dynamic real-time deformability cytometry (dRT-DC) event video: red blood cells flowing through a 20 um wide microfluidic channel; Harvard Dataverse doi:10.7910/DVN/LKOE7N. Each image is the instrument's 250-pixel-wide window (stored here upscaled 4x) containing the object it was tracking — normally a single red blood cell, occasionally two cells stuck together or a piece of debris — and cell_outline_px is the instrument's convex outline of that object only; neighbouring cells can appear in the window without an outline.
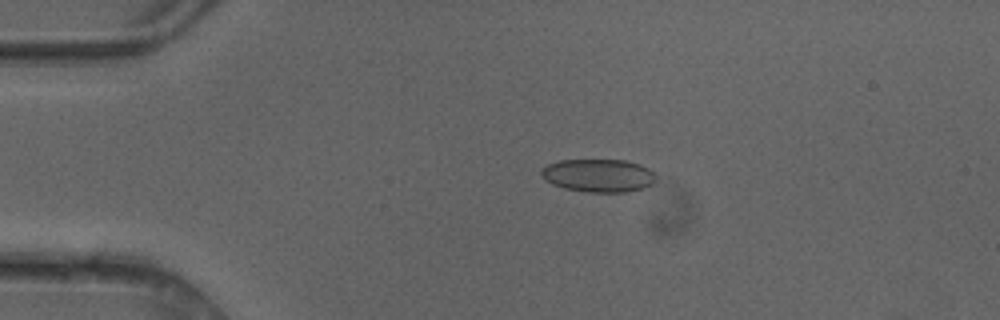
{"species": "common noctule bat (a hibernating species)", "species_latin": "Nyctalus noctula", "temperature_condition": "cold", "stored_images_in_passage": 3, "camera_frame_rate_fps": 3000, "um_per_image_px": 0.085, "animal": {"sex": "female"}, "frame": {"image": 1, "passage_image": 3, "time_ms": 0.667, "image_size_px": [1000, 320], "cell_outline_px": [[656, 180], [652, 184], [640, 188], [624, 192], [588, 192], [564, 188], [552, 184], [544, 180], [540, 172], [540, 168], [548, 164], [560, 160], [624, 160], [640, 164], [648, 168], [656, 176]], "centroid_in_image_um": [50.83, 14.91], "position_along_channel_um": 34.2, "area_um2": 22.08}}